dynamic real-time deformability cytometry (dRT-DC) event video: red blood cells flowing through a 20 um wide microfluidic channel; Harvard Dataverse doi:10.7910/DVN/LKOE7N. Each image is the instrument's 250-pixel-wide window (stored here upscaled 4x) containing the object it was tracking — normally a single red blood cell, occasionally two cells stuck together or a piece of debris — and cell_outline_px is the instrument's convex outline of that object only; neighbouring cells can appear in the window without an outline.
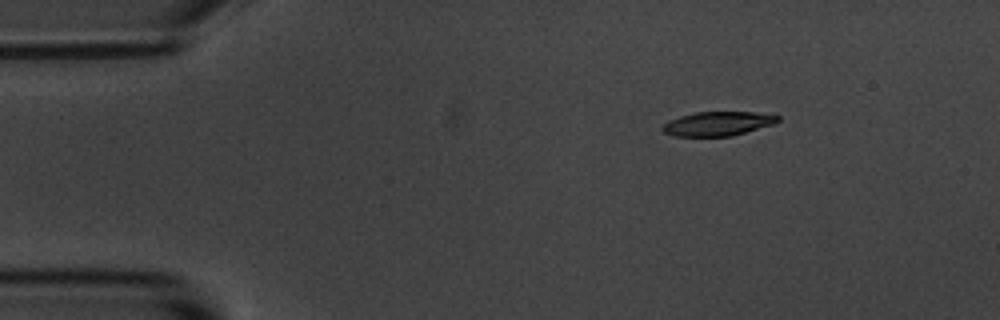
{"species": "common noctule bat (a hibernating species)", "species_latin": "Nyctalus noctula", "temperature_condition": "room temperature", "stored_images_in_passage": 48, "camera_frame_rate_fps": 3000, "um_per_image_px": 0.085, "animal": {"sex": "male", "body_mass_g": 20.1, "forearm_length_mm": 53.5}, "frame": {"image": 1, "passage_image": 1, "time_ms": 0.0, "image_size_px": [1000, 320], "cell_outline_px": [[780, 120], [776, 124], [732, 136], [672, 136], [664, 132], [660, 128], [668, 120], [680, 116], [696, 112], [756, 112], [780, 116]], "centroid_in_image_um": [61.03, 10.51], "position_along_channel_um": 24.0, "area_um2": 16.42}}
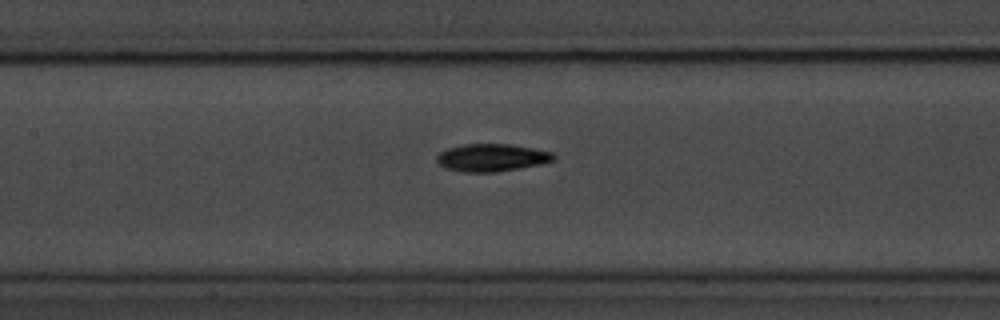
{"frame": {"image": 2, "passage_image": 18, "time_ms": 5.667, "image_size_px": [1000, 320], "cell_outline_px": [[556, 160], [540, 164], [520, 168], [496, 172], [460, 172], [444, 168], [436, 160], [436, 156], [440, 152], [448, 148], [464, 144], [508, 144], [532, 148], [552, 152], [556, 156]], "centroid_in_image_um": [41.79, 13.4], "position_along_channel_um": 165.6, "area_um2": 18.84}}
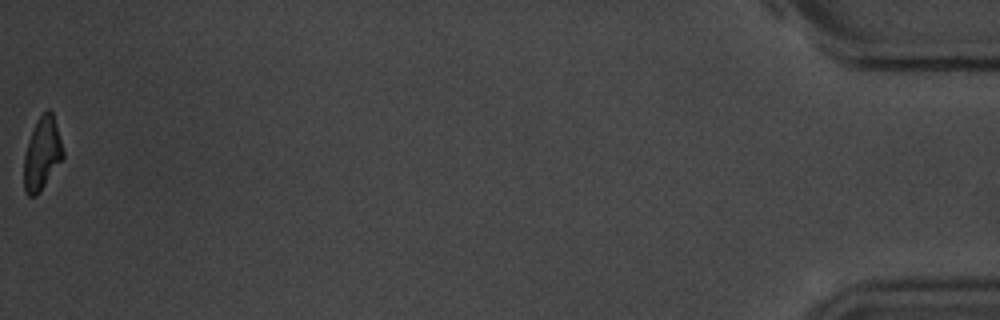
{"frame": {"image": 3, "passage_image": 48, "time_ms": 15.667, "image_size_px": [1000, 320], "cell_outline_px": [[64, 156], [40, 192], [36, 196], [28, 196], [24, 192], [24, 156], [28, 140], [36, 120], [48, 108], [52, 112], [64, 152]], "centroid_in_image_um": [3.56, 13.08], "position_along_channel_um": 431.6, "area_um2": 16.42}, "authors_computed_cell_mechanics": {"area_um2": 17.8602, "velocity_mm_per_s": 3.6568, "shape_relaxation_time_tau1_ms": 3.0693, "shape_relaxation_time_tau2_ms": 2.3591, "deformation_change_tau1": 0.1449, "deformation_change_tau2": 0.0728}}